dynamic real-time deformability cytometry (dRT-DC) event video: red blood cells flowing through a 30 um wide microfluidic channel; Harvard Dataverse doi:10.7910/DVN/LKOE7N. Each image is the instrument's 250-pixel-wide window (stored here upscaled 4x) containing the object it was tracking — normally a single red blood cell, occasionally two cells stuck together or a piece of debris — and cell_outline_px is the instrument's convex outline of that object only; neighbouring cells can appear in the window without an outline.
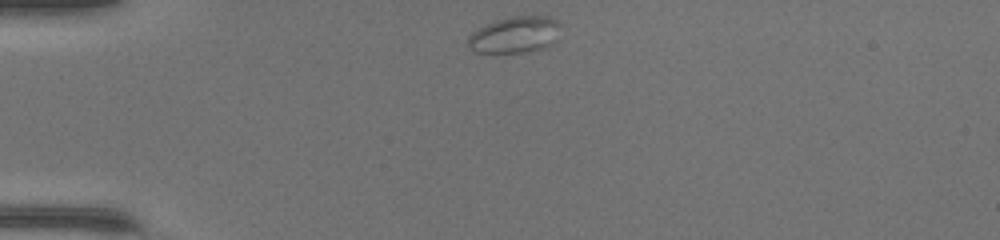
{"species": "common noctule bat (a hibernating species)", "species_latin": "Nyctalus noctula", "temperature_condition": "warm", "stored_images_in_passage": 38, "camera_frame_rate_fps": 3000, "um_per_image_px": 0.085, "animal": {"sex": "female", "body_mass_g": 17.0, "forearm_length_mm": 48.0}, "frame": {"image": 1, "passage_image": 1, "time_ms": 0.0, "image_size_px": [1000, 240], "cell_outline_px": [[560, 24], [556, 40], [552, 44], [544, 48], [524, 52], [476, 52], [468, 48], [468, 36], [476, 28], [496, 20], [512, 16], [548, 16], [556, 20]], "centroid_in_image_um": [43.75, 2.95], "position_along_channel_um": 41.3, "area_um2": 19.71}}
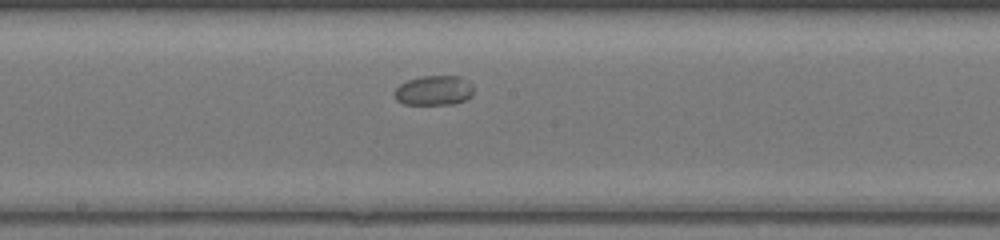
{"frame": {"image": 2, "passage_image": 16, "time_ms": 5.0, "image_size_px": [1000, 240], "cell_outline_px": [[472, 96], [456, 104], [404, 104], [396, 100], [392, 92], [400, 84], [408, 80], [420, 76], [460, 76], [468, 80], [472, 84]], "centroid_in_image_um": [36.87, 7.69], "position_along_channel_um": 211.3, "area_um2": 13.87}}
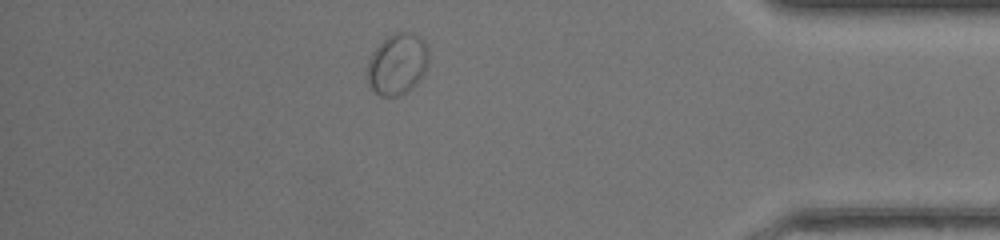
{"frame": {"image": 3, "passage_image": 32, "time_ms": 10.333, "image_size_px": [1000, 240], "cell_outline_px": [[428, 60], [424, 72], [416, 84], [408, 92], [400, 96], [380, 96], [368, 84], [368, 60], [372, 52], [384, 36], [396, 32], [412, 32], [420, 36], [424, 40], [428, 48]], "centroid_in_image_um": [33.77, 5.42], "position_along_channel_um": 401.4, "area_um2": 22.2}}